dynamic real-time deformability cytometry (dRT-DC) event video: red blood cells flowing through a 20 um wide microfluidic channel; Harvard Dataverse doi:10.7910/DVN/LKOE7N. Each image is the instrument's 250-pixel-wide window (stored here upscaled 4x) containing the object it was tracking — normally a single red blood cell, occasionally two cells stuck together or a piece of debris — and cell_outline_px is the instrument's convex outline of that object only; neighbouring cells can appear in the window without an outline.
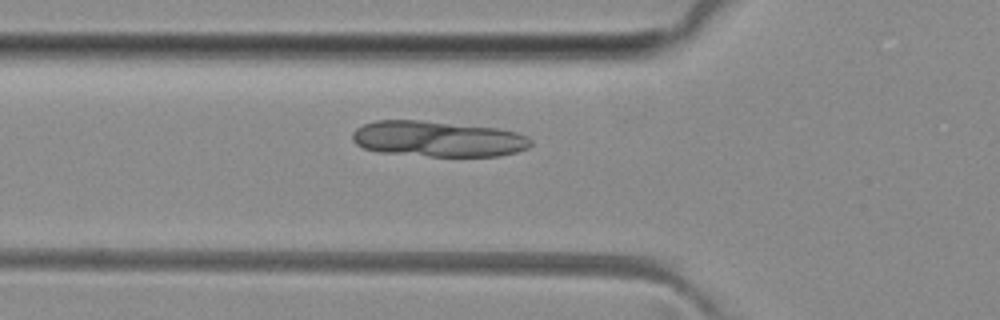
{"species": "common noctule bat (a hibernating species)", "species_latin": "Nyctalus noctula", "temperature_condition": "room temperature", "stored_images_in_passage": 6, "camera_frame_rate_fps": 3000, "um_per_image_px": 0.085, "animal": {"sex": "female", "body_mass_g": 29.2, "forearm_length_mm": 56.3}, "frame": {"image": 1, "passage_image": 6, "time_ms": 7.0, "image_size_px": [1000, 320], "cell_outline_px": [[532, 144], [528, 148], [516, 152], [500, 156], [428, 156], [380, 152], [364, 148], [356, 144], [352, 140], [352, 132], [356, 128], [364, 124], [376, 120], [420, 120], [496, 128], [516, 132], [528, 136], [532, 140]], "centroid_in_image_um": [37.22, 11.81], "position_along_channel_um": 88.6, "area_um2": 37.22}}